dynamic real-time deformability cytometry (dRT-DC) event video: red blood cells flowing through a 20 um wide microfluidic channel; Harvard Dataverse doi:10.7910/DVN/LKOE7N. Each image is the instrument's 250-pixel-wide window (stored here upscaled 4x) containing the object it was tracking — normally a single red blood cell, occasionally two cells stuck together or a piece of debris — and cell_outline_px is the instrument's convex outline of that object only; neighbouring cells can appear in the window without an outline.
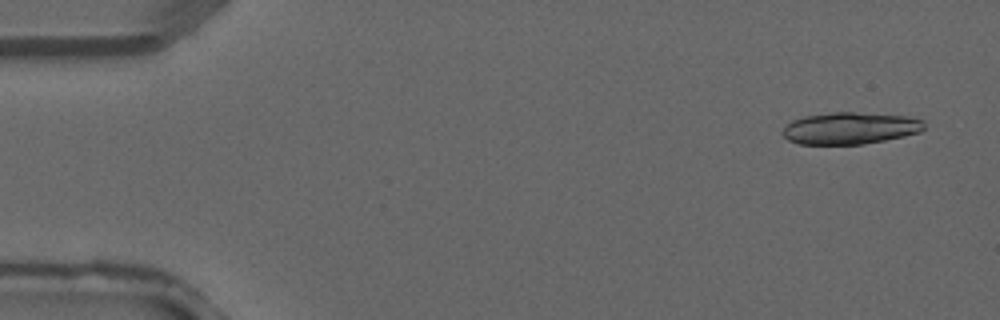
{"species": "common noctule bat (a hibernating species)", "species_latin": "Nyctalus noctula", "temperature_condition": "warm", "stored_images_in_passage": 4, "camera_frame_rate_fps": 3000, "um_per_image_px": 0.085, "animal": {"sex": "male", "forearm_length_mm": 52.5}, "frame": {"image": 1, "passage_image": 1, "time_ms": 0.0, "image_size_px": [1000, 320], "cell_outline_px": [[924, 128], [920, 132], [904, 136], [864, 144], [800, 144], [788, 140], [780, 132], [792, 120], [804, 116], [832, 112], [852, 112], [908, 116], [924, 120]], "centroid_in_image_um": [72.26, 10.89], "position_along_channel_um": 12.7, "area_um2": 26.3}}
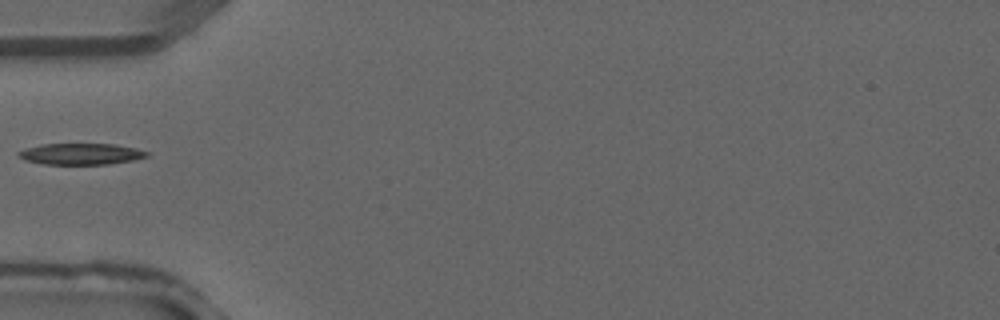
{"frame": {"image": 2, "passage_image": 4, "time_ms": 1.0, "image_size_px": [1000, 320], "cell_outline_px": [[148, 156], [132, 160], [108, 164], [44, 164], [24, 160], [16, 152], [28, 148], [44, 144], [112, 144], [136, 148], [148, 152]], "centroid_in_image_um": [6.88, 13.09], "position_along_channel_um": 78.1, "area_um2": 15.66}}